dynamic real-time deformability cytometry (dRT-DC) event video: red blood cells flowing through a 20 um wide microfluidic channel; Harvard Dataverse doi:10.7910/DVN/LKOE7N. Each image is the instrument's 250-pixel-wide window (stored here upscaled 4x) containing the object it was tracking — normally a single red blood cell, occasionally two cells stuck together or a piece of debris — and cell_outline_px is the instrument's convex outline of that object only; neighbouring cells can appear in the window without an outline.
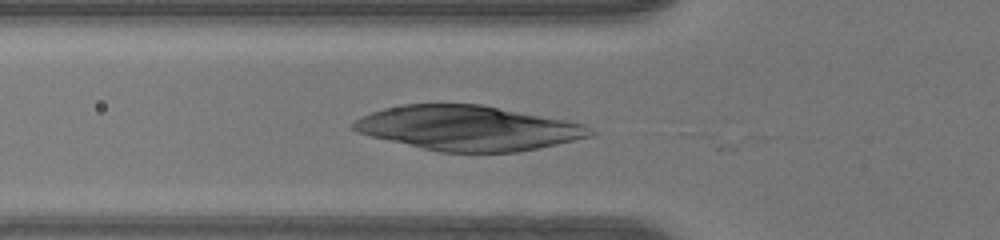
{"species": "human", "species_latin": "Homo sapiens", "temperature_condition": "warm", "stored_images_in_passage": 10, "camera_frame_rate_fps": 3000, "um_per_image_px": 0.085, "donor": {"sex": "female"}, "frame": {"image": 1, "passage_image": 7, "time_ms": 2.0, "image_size_px": [1000, 240], "cell_outline_px": [[600, 132], [592, 136], [556, 144], [516, 152], [440, 152], [372, 136], [356, 132], [352, 128], [352, 124], [360, 116], [384, 108], [404, 104], [480, 104], [564, 120], [584, 124]], "centroid_in_image_um": [39.81, 10.88], "position_along_channel_um": 86.0, "area_um2": 61.21}}